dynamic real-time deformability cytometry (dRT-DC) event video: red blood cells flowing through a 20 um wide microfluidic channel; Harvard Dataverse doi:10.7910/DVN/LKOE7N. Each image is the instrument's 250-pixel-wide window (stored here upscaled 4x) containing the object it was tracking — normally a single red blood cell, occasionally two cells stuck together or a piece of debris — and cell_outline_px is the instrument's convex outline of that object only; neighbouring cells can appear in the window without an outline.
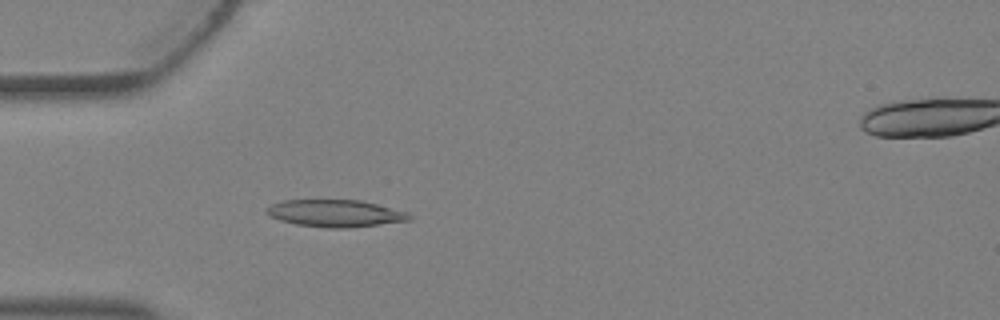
{"species": "Egyptian fruit bat (a non-hibernating species)", "species_latin": "Rousettus aegyptiacus", "temperature_condition": "warm", "stored_images_in_passage": 2, "segment_of_instrument_passage": [1, 2], "camera_frame_rate_fps": 3000, "um_per_image_px": 0.085, "animal": {"sex": "female"}, "frame": {"image": 1, "passage_image": 1, "time_ms": 0.0, "image_size_px": [1000, 320], "cell_outline_px": [[412, 220], [344, 228], [332, 228], [296, 224], [280, 220], [264, 212], [264, 208], [280, 200], [360, 200], [376, 204], [404, 212], [412, 216]], "centroid_in_image_um": [28.43, 18.12], "position_along_channel_um": 56.6, "area_um2": 22.25}}